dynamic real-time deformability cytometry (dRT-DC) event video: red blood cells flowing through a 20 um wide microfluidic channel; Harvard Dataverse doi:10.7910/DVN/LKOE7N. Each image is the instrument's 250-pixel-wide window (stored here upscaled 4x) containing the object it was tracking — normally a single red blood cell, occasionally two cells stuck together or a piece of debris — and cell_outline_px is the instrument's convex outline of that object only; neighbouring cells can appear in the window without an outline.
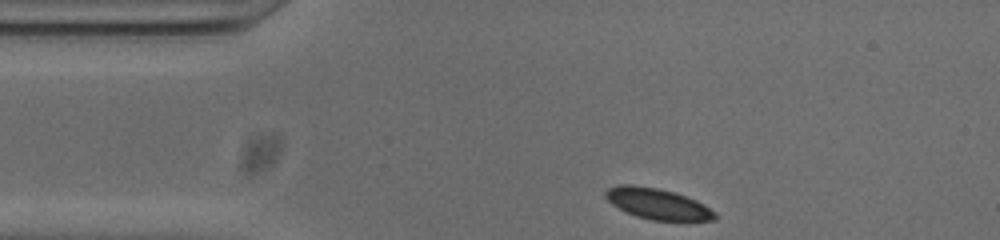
{"species": "common noctule bat (a hibernating species)", "species_latin": "Nyctalus noctula", "temperature_condition": "cold", "stored_images_in_passage": 45, "camera_frame_rate_fps": 3000, "um_per_image_px": 0.085, "animal": {"sex": "male", "body_mass_g": 20.0, "forearm_length_mm": 53.3}, "frame": {"image": 1, "passage_image": 1, "time_ms": 0.0, "image_size_px": [1000, 240], "cell_outline_px": [[716, 220], [652, 220], [636, 216], [612, 204], [604, 196], [604, 192], [608, 188], [620, 184], [632, 184], [656, 188], [672, 192], [696, 200], [704, 204], [716, 212]], "centroid_in_image_um": [55.88, 17.32], "position_along_channel_um": 29.1, "area_um2": 19.42}}
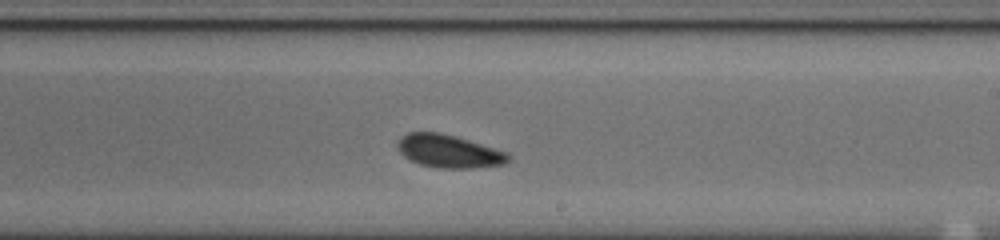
{"frame": {"image": 2, "passage_image": 22, "time_ms": 7.0, "image_size_px": [1000, 240], "cell_outline_px": [[512, 156], [504, 164], [472, 168], [436, 168], [420, 164], [404, 156], [396, 148], [396, 144], [400, 136], [408, 132], [440, 132], [456, 136], [508, 152]], "centroid_in_image_um": [38.14, 12.84], "position_along_channel_um": 250.9, "area_um2": 21.44}}
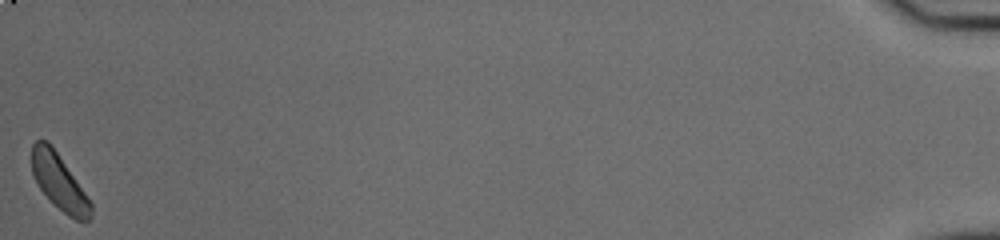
{"frame": {"image": 3, "passage_image": 45, "time_ms": 14.667, "image_size_px": [1000, 240], "cell_outline_px": [[92, 216], [88, 220], [76, 220], [68, 216], [40, 188], [32, 172], [32, 144], [36, 140], [48, 140], [52, 144], [92, 204]], "centroid_in_image_um": [5.03, 15.43], "position_along_channel_um": 430.2, "area_um2": 18.61}, "authors_computed_cell_mechanics": {"area_um2": 20.5768, "velocity_mm_per_s": 3.7686, "shape_relaxation_time_tau1_ms": 4.6176, "shape_relaxation_time_tau2_ms": null, "deformation_change_tau1": 0.0833, "deformation_change_tau2": null}}